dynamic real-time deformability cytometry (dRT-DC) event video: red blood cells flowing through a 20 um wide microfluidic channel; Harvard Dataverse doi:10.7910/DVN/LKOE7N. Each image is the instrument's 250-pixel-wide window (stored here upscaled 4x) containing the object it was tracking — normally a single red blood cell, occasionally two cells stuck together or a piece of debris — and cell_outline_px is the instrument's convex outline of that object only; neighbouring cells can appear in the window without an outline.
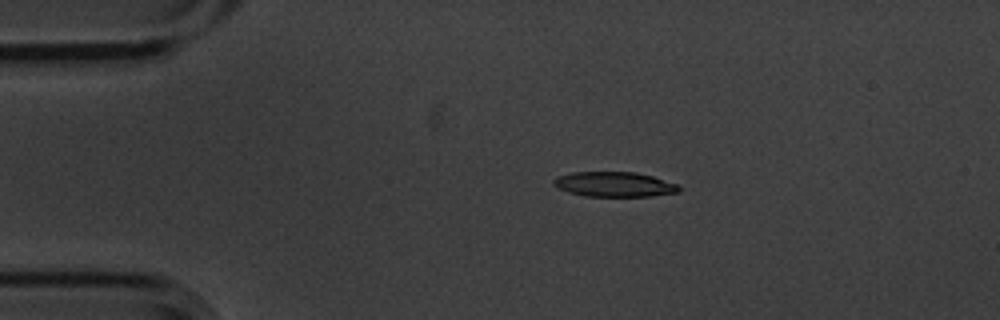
{"species": "common noctule bat (a hibernating species)", "species_latin": "Nyctalus noctula", "temperature_condition": "cold", "stored_images_in_passage": 6, "camera_frame_rate_fps": 3000, "um_per_image_px": 0.085, "animal": {"sex": "male", "body_mass_g": 20.1, "forearm_length_mm": 53.5}, "frame": {"image": 1, "passage_image": 3, "time_ms": 0.667, "image_size_px": [1000, 320], "cell_outline_px": [[680, 192], [652, 196], [584, 196], [568, 192], [556, 188], [552, 184], [552, 180], [556, 176], [572, 172], [636, 172], [652, 176], [680, 184]], "centroid_in_image_um": [52.2, 15.67], "position_along_channel_um": 32.8, "area_um2": 18.5}}
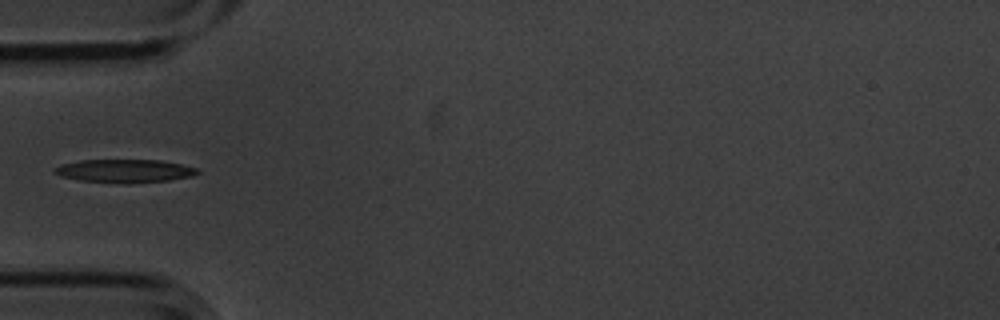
{"frame": {"image": 2, "passage_image": 5, "time_ms": 1.333, "image_size_px": [1000, 320], "cell_outline_px": [[200, 172], [192, 176], [168, 180], [124, 184], [80, 180], [60, 176], [52, 172], [52, 168], [60, 164], [80, 160], [160, 160], [180, 164], [196, 168]], "centroid_in_image_um": [10.53, 14.53], "position_along_channel_um": 74.5, "area_um2": 19.42}}
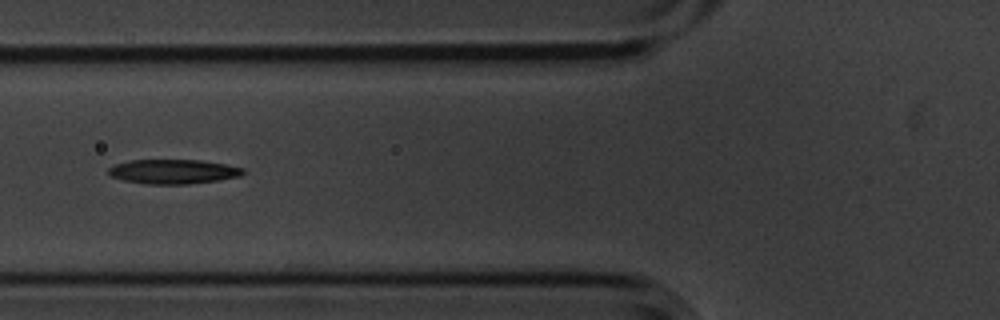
{"frame": {"image": 3, "passage_image": 6, "time_ms": 1.667, "image_size_px": [1000, 320], "cell_outline_px": [[244, 172], [240, 176], [216, 180], [188, 184], [148, 184], [124, 180], [112, 176], [108, 172], [108, 168], [116, 164], [132, 160], [200, 160], [228, 164], [244, 168]], "centroid_in_image_um": [14.75, 14.58], "position_along_channel_um": 111.0, "area_um2": 19.02}}